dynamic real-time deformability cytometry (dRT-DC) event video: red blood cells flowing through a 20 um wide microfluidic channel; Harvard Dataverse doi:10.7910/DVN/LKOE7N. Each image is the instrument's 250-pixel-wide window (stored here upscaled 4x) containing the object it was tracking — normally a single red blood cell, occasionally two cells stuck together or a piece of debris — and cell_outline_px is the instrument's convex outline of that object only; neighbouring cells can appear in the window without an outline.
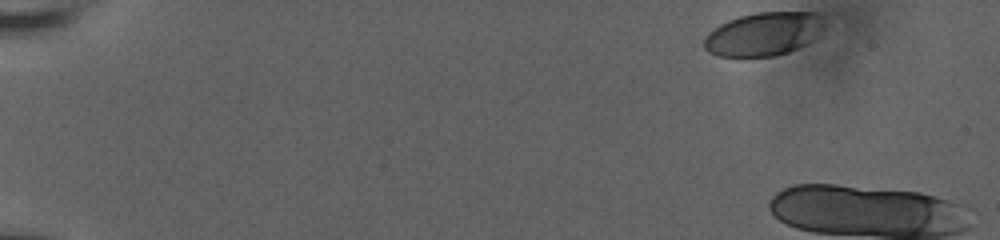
{"species": "human", "species_latin": "Homo sapiens", "temperature_condition": "room temperature", "stored_images_in_passage": 7, "camera_frame_rate_fps": 3000, "um_per_image_px": 0.085, "donor": {"sex": "male"}, "frame": {"image": 1, "passage_image": 1, "time_ms": 0.0, "image_size_px": [1000, 240], "cell_outline_px": [[824, 24], [812, 40], [788, 52], [776, 56], [716, 56], [708, 52], [704, 48], [704, 36], [708, 32], [720, 24], [728, 20], [740, 16], [756, 12], [820, 12]], "centroid_in_image_um": [64.86, 2.88], "position_along_channel_um": 20.1, "area_um2": 30.35}}